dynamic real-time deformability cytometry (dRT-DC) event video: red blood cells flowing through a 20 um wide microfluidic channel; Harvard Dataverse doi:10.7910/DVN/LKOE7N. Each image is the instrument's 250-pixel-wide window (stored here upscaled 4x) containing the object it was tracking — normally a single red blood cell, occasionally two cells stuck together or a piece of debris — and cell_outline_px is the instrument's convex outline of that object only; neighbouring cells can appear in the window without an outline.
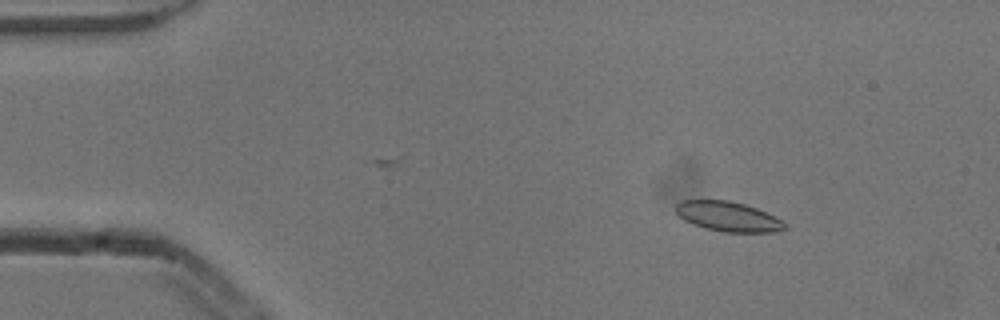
{"species": "common noctule bat (a hibernating species)", "species_latin": "Nyctalus noctula", "temperature_condition": "cold", "stored_images_in_passage": 6, "camera_frame_rate_fps": 3000, "um_per_image_px": 0.085, "animal": {"sex": "male", "body_mass_g": 13.3}, "frame": {"image": 1, "passage_image": 3, "time_ms": 0.667, "image_size_px": [1000, 320], "cell_outline_px": [[788, 228], [772, 232], [724, 232], [704, 228], [692, 224], [684, 220], [676, 212], [676, 204], [680, 200], [728, 200], [744, 204], [756, 208], [784, 220], [788, 224]], "centroid_in_image_um": [61.91, 18.41], "position_along_channel_um": 23.1, "area_um2": 19.07}}
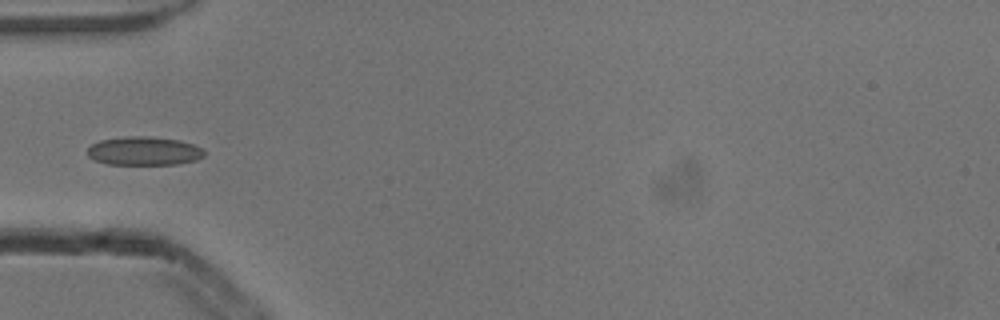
{"frame": {"image": 2, "passage_image": 5, "time_ms": 1.333, "image_size_px": [1000, 320], "cell_outline_px": [[204, 156], [196, 160], [176, 164], [108, 164], [96, 160], [88, 156], [88, 148], [92, 144], [100, 140], [124, 136], [148, 136], [180, 140], [192, 144], [200, 148], [204, 152]], "centroid_in_image_um": [12.23, 12.82], "position_along_channel_um": 72.8, "area_um2": 19.36}}
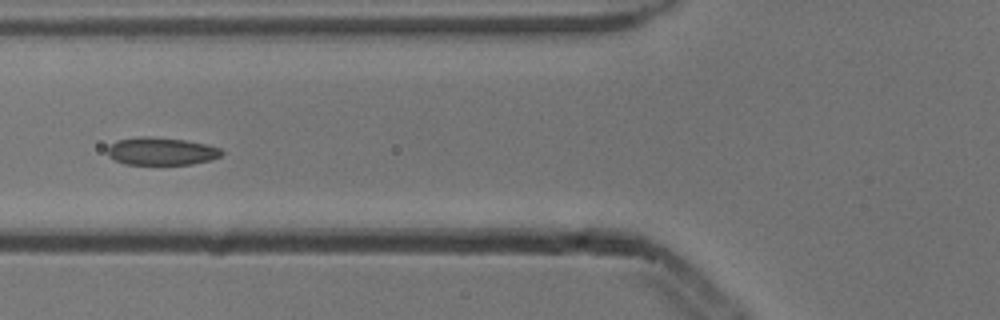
{"frame": {"image": 3, "passage_image": 6, "time_ms": 1.667, "image_size_px": [1000, 320], "cell_outline_px": [[224, 152], [220, 156], [212, 160], [192, 164], [124, 164], [108, 156], [108, 148], [116, 140], [140, 136], [148, 136], [184, 140], [208, 144], [220, 148]], "centroid_in_image_um": [13.74, 12.85], "position_along_channel_um": 112.1, "area_um2": 18.44}}